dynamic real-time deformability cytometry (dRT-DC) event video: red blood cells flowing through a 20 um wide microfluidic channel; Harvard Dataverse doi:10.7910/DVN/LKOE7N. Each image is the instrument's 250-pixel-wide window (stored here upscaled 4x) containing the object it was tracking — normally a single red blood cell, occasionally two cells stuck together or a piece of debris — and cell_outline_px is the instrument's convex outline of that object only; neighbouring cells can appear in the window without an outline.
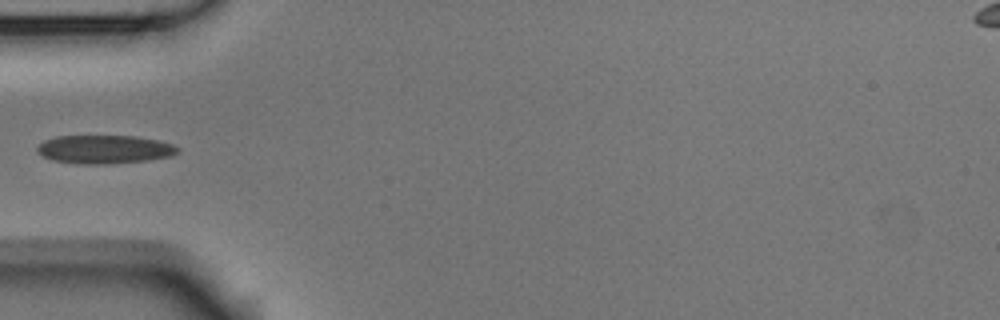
{"species": "Egyptian fruit bat (a non-hibernating species)", "species_latin": "Rousettus aegyptiacus", "temperature_condition": "room temperature", "stored_images_in_passage": 4, "camera_frame_rate_fps": 3000, "um_per_image_px": 0.085, "animal": {"sex": "male"}, "frame": {"image": 1, "passage_image": 3, "time_ms": 0.667, "image_size_px": [1000, 320], "cell_outline_px": [[180, 152], [172, 156], [148, 160], [112, 164], [84, 164], [52, 160], [36, 152], [36, 148], [44, 140], [56, 136], [136, 136], [160, 140], [172, 144], [180, 148]], "centroid_in_image_um": [8.92, 12.69], "position_along_channel_um": 76.1, "area_um2": 23.52}}
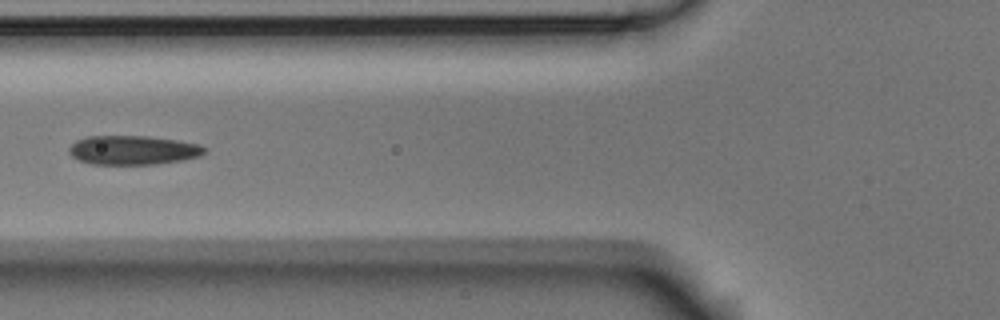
{"frame": {"image": 2, "passage_image": 4, "time_ms": 1.0, "image_size_px": [1000, 320], "cell_outline_px": [[208, 152], [200, 156], [180, 160], [156, 164], [92, 164], [80, 160], [72, 156], [68, 152], [68, 148], [76, 140], [84, 136], [148, 136], [176, 140], [200, 144], [208, 148]], "centroid_in_image_um": [11.32, 12.75], "position_along_channel_um": 114.5, "area_um2": 23.12}}